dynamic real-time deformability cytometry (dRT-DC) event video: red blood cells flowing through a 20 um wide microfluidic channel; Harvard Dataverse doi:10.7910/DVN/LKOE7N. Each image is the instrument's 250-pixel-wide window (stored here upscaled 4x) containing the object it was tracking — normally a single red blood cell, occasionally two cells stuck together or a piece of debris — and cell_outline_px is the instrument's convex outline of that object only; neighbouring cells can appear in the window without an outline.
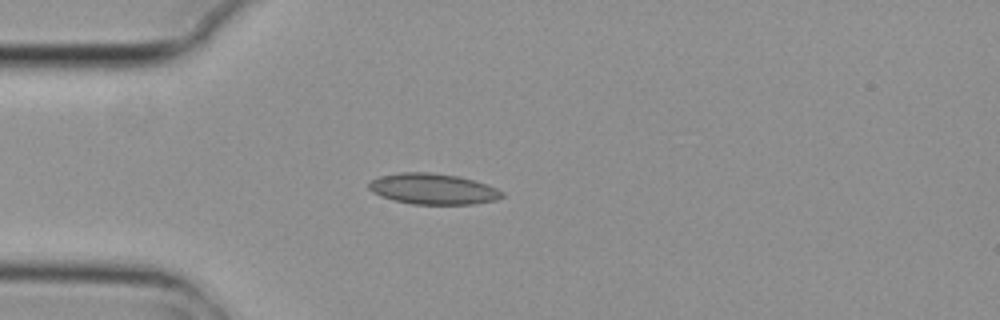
{"species": "common noctule bat (a hibernating species)", "species_latin": "Nyctalus noctula", "temperature_condition": "cold", "stored_images_in_passage": 3, "camera_frame_rate_fps": 3000, "um_per_image_px": 0.085, "animal": {"sex": "female", "body_mass_g": 29.2, "forearm_length_mm": 56.3}, "frame": {"image": 1, "passage_image": 3, "time_ms": 0.667, "image_size_px": [1000, 320], "cell_outline_px": [[504, 196], [496, 200], [472, 204], [412, 204], [380, 196], [372, 192], [368, 188], [368, 184], [372, 180], [380, 176], [400, 172], [428, 172], [456, 176], [472, 180], [496, 188], [504, 192]], "centroid_in_image_um": [36.79, 16.06], "position_along_channel_um": 48.2, "area_um2": 23.7}}